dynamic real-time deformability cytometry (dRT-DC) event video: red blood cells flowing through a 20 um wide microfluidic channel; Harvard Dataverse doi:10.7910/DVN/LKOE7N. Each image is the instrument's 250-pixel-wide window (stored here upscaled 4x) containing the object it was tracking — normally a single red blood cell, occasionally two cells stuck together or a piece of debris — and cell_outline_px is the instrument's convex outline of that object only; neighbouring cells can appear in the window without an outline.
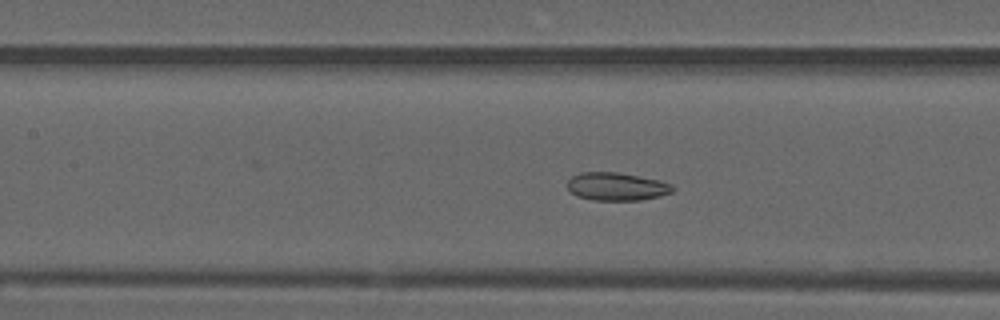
{"species": "common noctule bat (a hibernating species)", "species_latin": "Nyctalus noctula", "temperature_condition": "warm", "stored_images_in_passage": 51, "camera_frame_rate_fps": 3000, "um_per_image_px": 0.085, "animal": {"sex": "male", "forearm_length_mm": 52.5}, "frame": {"image": 1, "passage_image": 22, "time_ms": 7.0, "image_size_px": [1000, 320], "cell_outline_px": [[676, 188], [672, 192], [660, 196], [640, 200], [592, 200], [576, 196], [568, 188], [568, 180], [572, 176], [580, 172], [616, 172], [660, 180], [672, 184]], "centroid_in_image_um": [52.43, 15.85], "position_along_channel_um": 155.0, "area_um2": 17.22}}
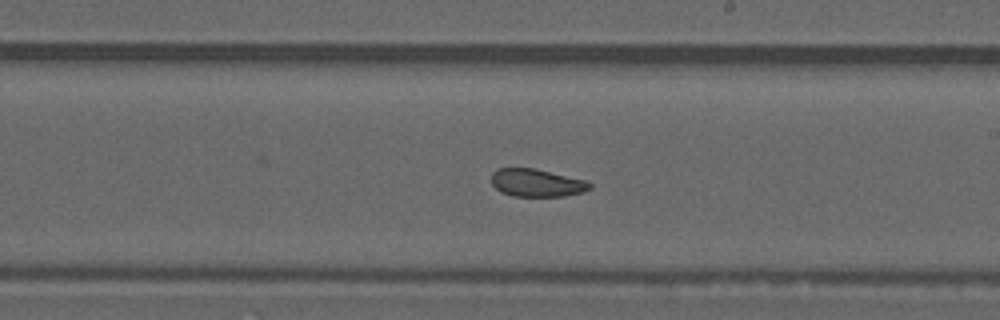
{"frame": {"image": 2, "passage_image": 29, "time_ms": 9.333, "image_size_px": [1000, 320], "cell_outline_px": [[592, 188], [584, 192], [564, 196], [512, 196], [500, 192], [492, 184], [492, 172], [496, 168], [536, 168], [584, 180], [592, 184]], "centroid_in_image_um": [45.61, 15.54], "position_along_channel_um": 243.4, "area_um2": 16.01}}
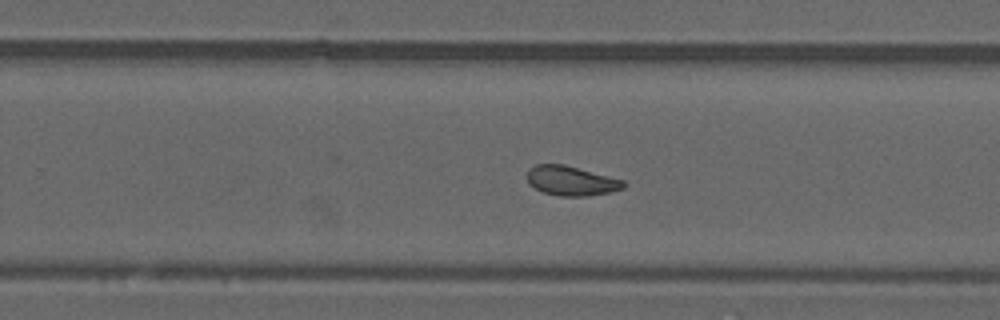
{"frame": {"image": 3, "passage_image": 32, "time_ms": 10.333, "image_size_px": [1000, 320], "cell_outline_px": [[628, 184], [624, 188], [612, 192], [588, 196], [560, 196], [544, 192], [528, 184], [528, 168], [536, 164], [564, 164], [624, 180]], "centroid_in_image_um": [48.59, 15.37], "position_along_channel_um": 281.2, "area_um2": 16.7}, "authors_computed_cell_mechanics": {"area_um2": 17.9758, "velocity_mm_per_s": 3.8149, "shape_relaxation_time_tau1_ms": null, "shape_relaxation_time_tau2_ms": 2.2673, "deformation_change_tau1": null, "deformation_change_tau2": 0.0636}}